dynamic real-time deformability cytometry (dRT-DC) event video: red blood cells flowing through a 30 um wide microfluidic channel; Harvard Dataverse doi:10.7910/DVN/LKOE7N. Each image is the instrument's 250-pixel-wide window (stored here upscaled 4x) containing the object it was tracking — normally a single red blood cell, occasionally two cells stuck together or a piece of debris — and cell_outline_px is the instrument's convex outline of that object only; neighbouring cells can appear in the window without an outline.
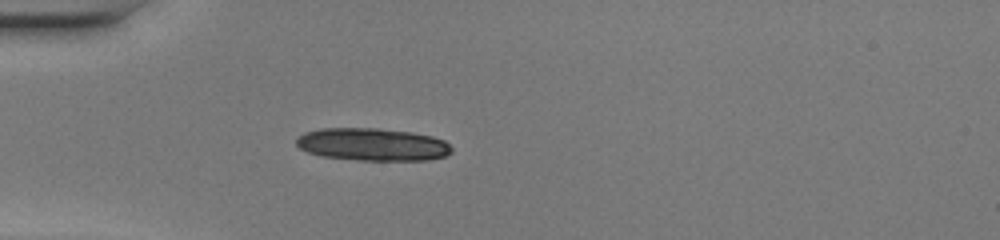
{"species": "common noctule bat (a hibernating species)", "species_latin": "Nyctalus noctula", "temperature_condition": "warm", "stored_images_in_passage": 35, "camera_frame_rate_fps": 3000, "um_per_image_px": 0.085, "animal": {"sex": "female", "body_mass_g": 20.0, "forearm_length_mm": 54.0}, "frame": {"image": 1, "passage_image": 1, "time_ms": 0.0, "image_size_px": [1000, 240], "cell_outline_px": [[452, 152], [444, 156], [428, 160], [356, 160], [320, 156], [308, 152], [300, 148], [296, 144], [296, 140], [304, 132], [320, 128], [376, 128], [412, 132], [432, 136], [444, 140], [452, 148]], "centroid_in_image_um": [31.65, 12.27], "position_along_channel_um": 53.3, "area_um2": 29.59}}